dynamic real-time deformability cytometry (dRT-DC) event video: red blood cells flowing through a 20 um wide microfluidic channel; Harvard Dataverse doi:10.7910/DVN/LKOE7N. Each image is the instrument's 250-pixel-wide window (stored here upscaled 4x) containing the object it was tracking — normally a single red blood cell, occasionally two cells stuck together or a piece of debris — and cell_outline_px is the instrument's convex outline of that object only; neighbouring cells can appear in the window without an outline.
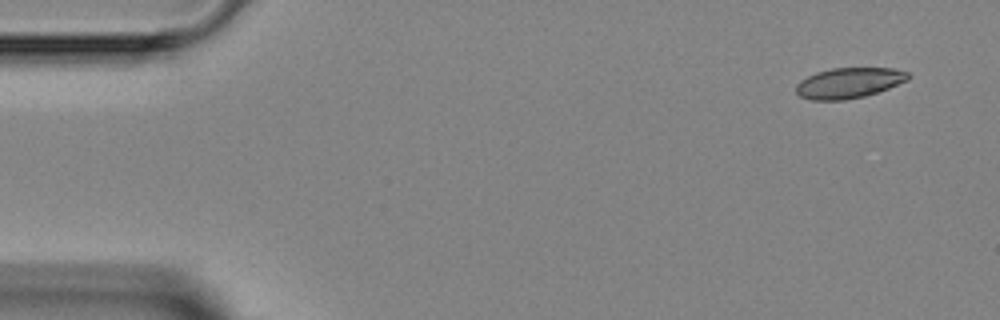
{"species": "Egyptian fruit bat (a non-hibernating species)", "species_latin": "Rousettus aegyptiacus", "temperature_condition": "room temperature", "stored_images_in_passage": 4, "camera_frame_rate_fps": 3000, "um_per_image_px": 0.085, "animal": {"sex": "female"}, "frame": {"image": 1, "passage_image": 1, "time_ms": 0.0, "image_size_px": [1000, 320], "cell_outline_px": [[912, 76], [908, 80], [888, 88], [864, 96], [844, 100], [812, 100], [800, 96], [796, 92], [796, 84], [800, 80], [816, 72], [832, 68], [892, 68], [908, 72]], "centroid_in_image_um": [72.15, 7.04], "position_along_channel_um": 12.8, "area_um2": 19.88}}
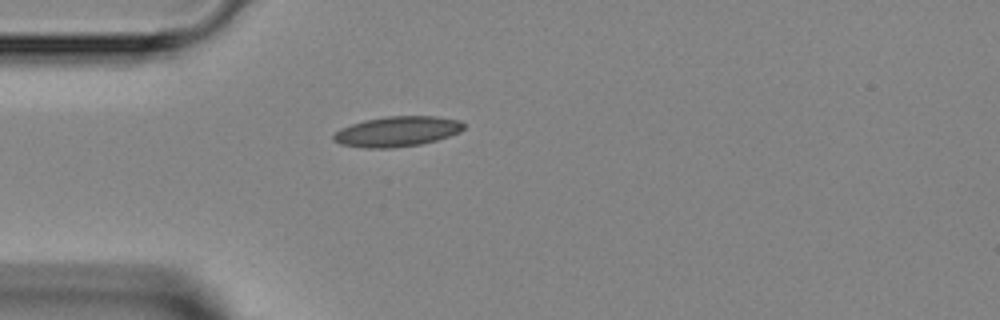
{"frame": {"image": 2, "passage_image": 4, "time_ms": 3.333, "image_size_px": [1000, 320], "cell_outline_px": [[464, 128], [460, 132], [436, 140], [420, 144], [392, 148], [364, 148], [340, 144], [332, 140], [332, 136], [340, 128], [364, 120], [388, 116], [436, 116], [460, 120], [464, 124]], "centroid_in_image_um": [33.74, 11.17], "position_along_channel_um": 51.3, "area_um2": 22.95}}